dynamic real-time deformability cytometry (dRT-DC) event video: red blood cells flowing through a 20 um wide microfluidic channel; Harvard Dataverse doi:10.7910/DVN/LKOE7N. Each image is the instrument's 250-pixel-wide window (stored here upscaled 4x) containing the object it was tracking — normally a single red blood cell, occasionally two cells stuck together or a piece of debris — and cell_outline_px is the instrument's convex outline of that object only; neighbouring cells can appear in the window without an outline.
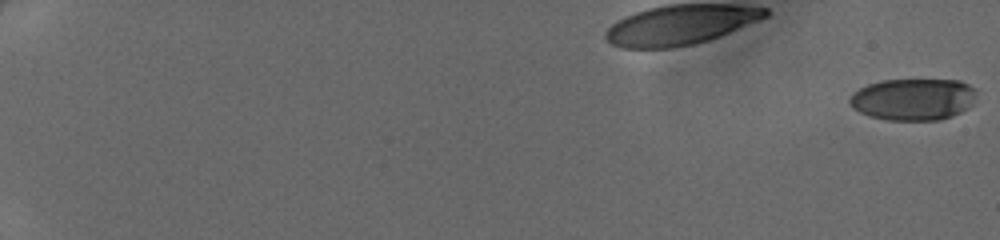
{"species": "human", "species_latin": "Homo sapiens", "temperature_condition": "cold", "stored_images_in_passage": 20, "camera_frame_rate_fps": 3000, "um_per_image_px": 0.085, "donor": {"sex": "female"}, "frame": {"image": 1, "passage_image": 1, "time_ms": 0.0, "image_size_px": [1000, 240], "cell_outline_px": [[976, 92], [972, 104], [968, 108], [952, 116], [940, 120], [888, 120], [868, 116], [852, 108], [848, 100], [852, 92], [868, 84], [880, 80], [960, 80], [968, 84]], "centroid_in_image_um": [77.59, 8.44], "position_along_channel_um": 7.4, "area_um2": 31.04}}
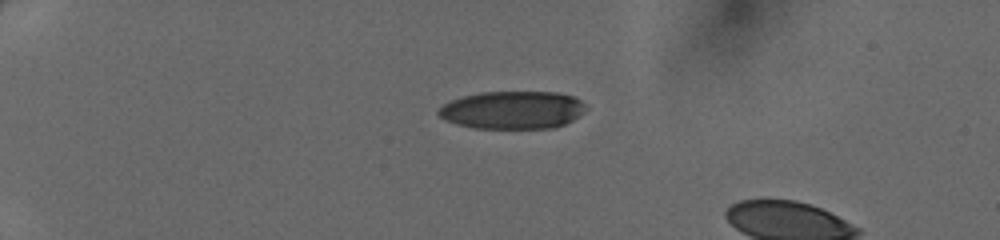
{"frame": {"image": 2, "passage_image": 15, "time_ms": 4.667, "image_size_px": [1000, 240], "cell_outline_px": [[584, 112], [572, 120], [556, 128], [472, 128], [456, 124], [444, 120], [436, 112], [444, 104], [452, 100], [464, 96], [480, 92], [556, 92], [572, 96], [580, 100], [584, 104]], "centroid_in_image_um": [43.55, 9.35], "position_along_channel_um": 41.5, "area_um2": 32.43}}